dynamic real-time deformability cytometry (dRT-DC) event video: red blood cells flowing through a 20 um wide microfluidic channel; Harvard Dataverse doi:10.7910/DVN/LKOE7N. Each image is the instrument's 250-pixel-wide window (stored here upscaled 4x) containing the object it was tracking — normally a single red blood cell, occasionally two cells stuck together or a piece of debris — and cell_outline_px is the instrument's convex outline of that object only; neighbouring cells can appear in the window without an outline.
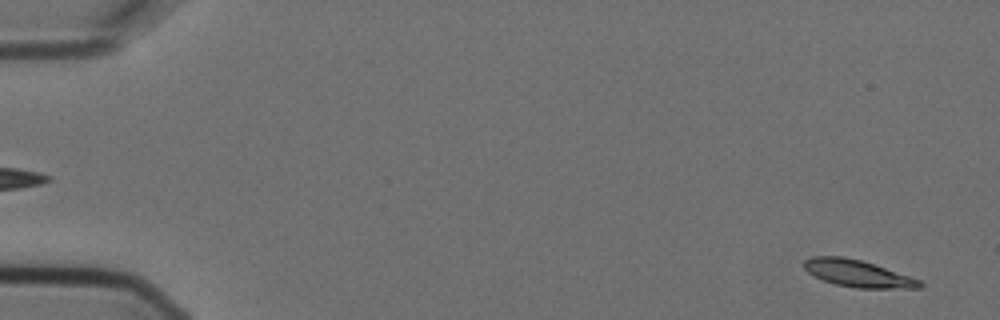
{"species": "Egyptian fruit bat (a non-hibernating species)", "species_latin": "Rousettus aegyptiacus", "temperature_condition": "cold", "stored_images_in_passage": 6, "segment_of_instrument_passage": [2, 2], "camera_frame_rate_fps": 3000, "um_per_image_px": 0.085, "animal": {"sex": "female"}, "frame": {"image": 1, "passage_image": 6, "time_ms": 1.667, "image_size_px": [1000, 320], "cell_outline_px": [[924, 284], [920, 288], [856, 288], [836, 284], [824, 280], [808, 272], [804, 268], [804, 260], [812, 256], [844, 256], [860, 260], [920, 280]], "centroid_in_image_um": [72.88, 23.24], "position_along_channel_um": 12.1, "area_um2": 17.8}}